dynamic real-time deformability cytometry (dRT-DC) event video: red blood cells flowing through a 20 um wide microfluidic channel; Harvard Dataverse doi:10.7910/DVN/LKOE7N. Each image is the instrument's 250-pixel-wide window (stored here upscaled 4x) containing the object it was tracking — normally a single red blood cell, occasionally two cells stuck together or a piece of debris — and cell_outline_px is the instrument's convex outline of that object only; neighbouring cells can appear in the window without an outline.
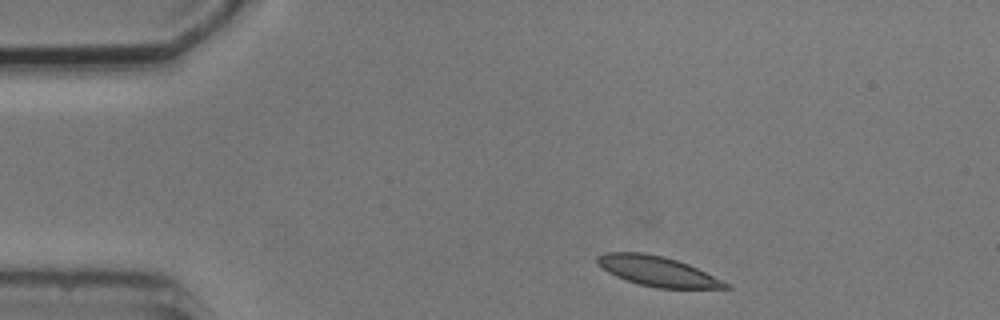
{"species": "common noctule bat (a hibernating species)", "species_latin": "Nyctalus noctula", "temperature_condition": "cold", "stored_images_in_passage": 4, "camera_frame_rate_fps": 3000, "um_per_image_px": 0.085, "animal": {"sex": "male", "body_mass_g": 20.5, "forearm_length_mm": 52.5}, "frame": {"image": 1, "passage_image": 1, "time_ms": 0.0, "image_size_px": [1000, 320], "cell_outline_px": [[732, 288], [660, 288], [640, 284], [616, 276], [608, 272], [596, 260], [596, 256], [604, 252], [640, 252], [660, 256], [676, 260], [688, 264], [732, 284]], "centroid_in_image_um": [55.92, 23.05], "position_along_channel_um": 29.1, "area_um2": 22.02}}
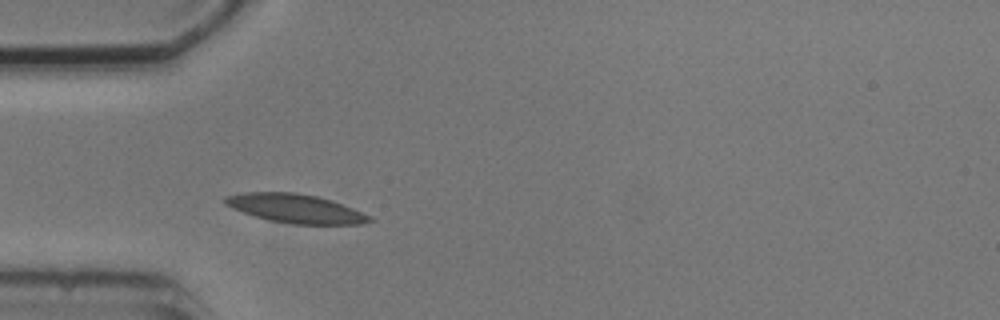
{"frame": {"image": 2, "passage_image": 3, "time_ms": 2.333, "image_size_px": [1000, 320], "cell_outline_px": [[376, 220], [360, 224], [292, 224], [268, 220], [232, 208], [224, 204], [224, 196], [244, 192], [296, 192], [316, 196], [332, 200], [372, 216]], "centroid_in_image_um": [25.13, 17.72], "position_along_channel_um": 59.9, "area_um2": 24.28}}
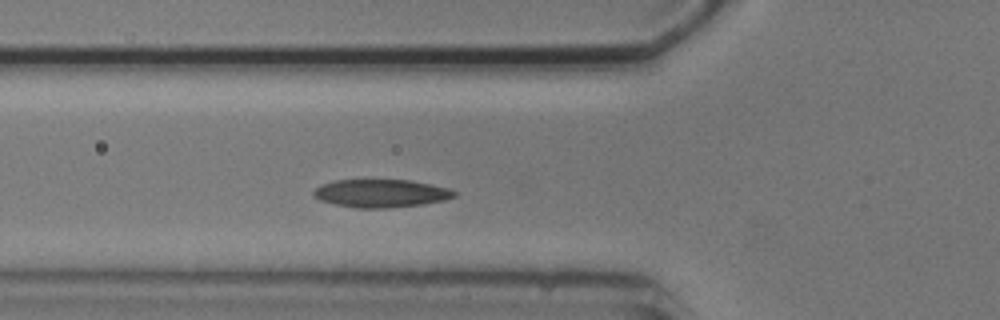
{"frame": {"image": 3, "passage_image": 4, "time_ms": 3.333, "image_size_px": [1000, 320], "cell_outline_px": [[460, 192], [456, 196], [444, 200], [424, 204], [388, 208], [356, 208], [336, 204], [320, 200], [312, 196], [312, 192], [320, 184], [332, 180], [412, 180], [452, 188]], "centroid_in_image_um": [32.43, 16.42], "position_along_channel_um": 93.4, "area_um2": 23.35}}